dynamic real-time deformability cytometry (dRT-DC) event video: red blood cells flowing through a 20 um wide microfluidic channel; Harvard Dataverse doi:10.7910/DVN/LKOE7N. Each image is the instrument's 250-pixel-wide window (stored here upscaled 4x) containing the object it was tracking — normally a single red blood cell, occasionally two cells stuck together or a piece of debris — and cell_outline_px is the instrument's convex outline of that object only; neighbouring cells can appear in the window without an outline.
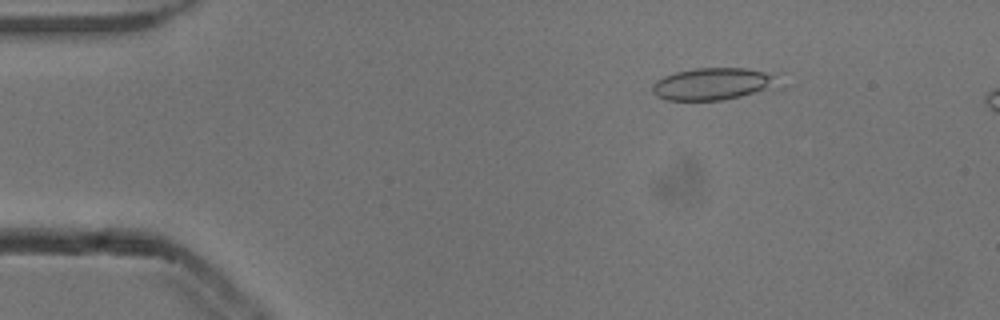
{"species": "common noctule bat (a hibernating species)", "species_latin": "Nyctalus noctula", "temperature_condition": "cold", "stored_images_in_passage": 13, "camera_frame_rate_fps": 3000, "um_per_image_px": 0.085, "animal": {"sex": "male", "body_mass_g": 13.3}, "frame": {"image": 1, "passage_image": 8, "time_ms": 2.333, "image_size_px": [1000, 320], "cell_outline_px": [[784, 88], [724, 100], [668, 100], [656, 96], [652, 92], [652, 84], [656, 80], [664, 76], [676, 72], [696, 68], [744, 68], [784, 72]], "centroid_in_image_um": [60.92, 7.12], "position_along_channel_um": 24.1, "area_um2": 25.2}}